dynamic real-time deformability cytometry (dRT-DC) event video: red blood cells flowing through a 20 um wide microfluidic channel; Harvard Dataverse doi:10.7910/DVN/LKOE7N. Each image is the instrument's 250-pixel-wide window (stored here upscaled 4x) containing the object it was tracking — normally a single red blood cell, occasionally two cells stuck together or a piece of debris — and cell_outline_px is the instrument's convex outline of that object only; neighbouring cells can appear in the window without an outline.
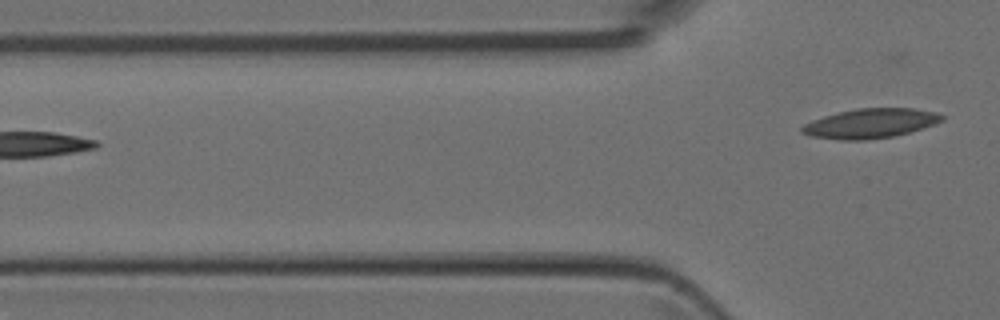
{"species": "Egyptian fruit bat (a non-hibernating species)", "species_latin": "Rousettus aegyptiacus", "temperature_condition": "room temperature", "stored_images_in_passage": 4, "camera_frame_rate_fps": 3000, "um_per_image_px": 0.085, "animal": {"sex": "female"}, "frame": {"image": 1, "passage_image": 4, "time_ms": 1.0, "image_size_px": [1000, 320], "cell_outline_px": [[944, 120], [908, 132], [892, 136], [868, 140], [840, 140], [812, 136], [800, 132], [800, 128], [804, 124], [812, 120], [824, 116], [856, 108], [912, 108], [936, 112], [944, 116]], "centroid_in_image_um": [73.95, 10.48], "position_along_channel_um": 51.9, "area_um2": 23.87}}